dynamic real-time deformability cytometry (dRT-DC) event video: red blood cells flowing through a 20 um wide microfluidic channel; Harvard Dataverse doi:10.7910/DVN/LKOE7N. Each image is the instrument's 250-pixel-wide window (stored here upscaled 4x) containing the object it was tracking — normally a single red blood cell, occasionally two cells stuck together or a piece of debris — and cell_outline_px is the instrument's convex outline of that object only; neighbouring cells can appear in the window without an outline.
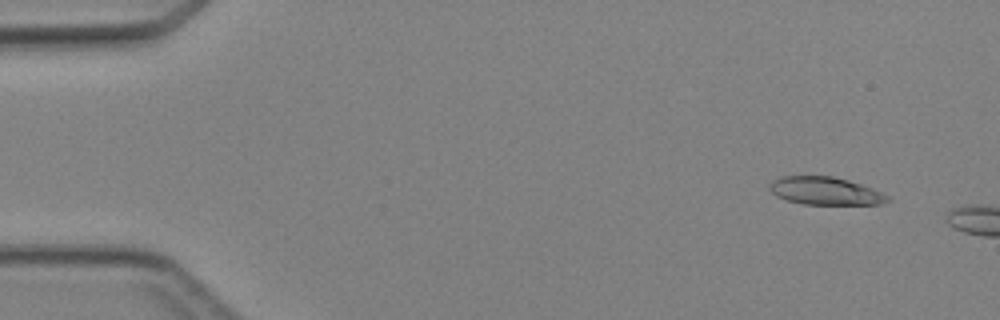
{"species": "Egyptian fruit bat (a non-hibernating species)", "species_latin": "Rousettus aegyptiacus", "temperature_condition": "cold", "stored_images_in_passage": 2, "camera_frame_rate_fps": 3000, "um_per_image_px": 0.085, "animal": {"sex": "female"}, "frame": {"image": 1, "passage_image": 1, "time_ms": 0.0, "image_size_px": [1000, 320], "cell_outline_px": [[892, 200], [880, 204], [804, 204], [784, 200], [776, 196], [768, 188], [768, 184], [772, 180], [780, 176], [832, 176], [848, 180], [872, 188], [892, 196]], "centroid_in_image_um": [70.14, 16.23], "position_along_channel_um": 14.9, "area_um2": 19.36}}